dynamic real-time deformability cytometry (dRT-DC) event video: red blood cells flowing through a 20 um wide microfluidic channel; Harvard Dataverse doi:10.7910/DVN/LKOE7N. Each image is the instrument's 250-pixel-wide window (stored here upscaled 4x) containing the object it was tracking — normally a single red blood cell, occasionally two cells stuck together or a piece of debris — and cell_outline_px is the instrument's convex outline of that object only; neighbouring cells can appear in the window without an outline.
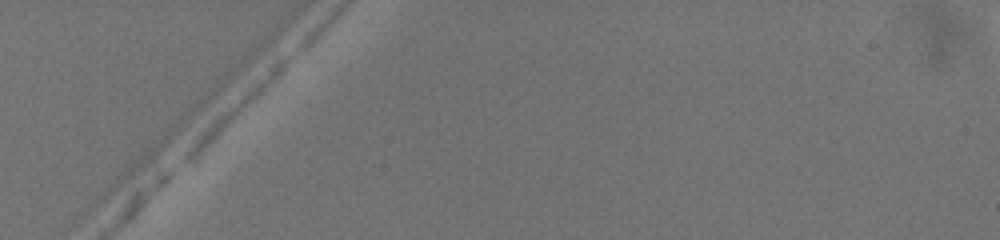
{"species": "common noctule bat (a hibernating species)", "species_latin": "Nyctalus noctula", "temperature_condition": "warm", "stored_images_in_passage": 3, "camera_frame_rate_fps": 3000, "um_per_image_px": 0.085, "animal": {"sex": "female", "body_mass_g": 19.5, "forearm_length_mm": 54.1}, "frame": {"image": 1, "passage_image": 1, "time_ms": 0.0, "image_size_px": [1000, 240], "cell_outline_px": [[296, 48], [292, 56], [172, 176], [156, 184], [156, 180], [160, 172], [220, 112], [280, 56]], "centroid_in_image_um": [18.85, 10.09], "position_along_channel_um": 66.1, "area_um2": 13.81}}